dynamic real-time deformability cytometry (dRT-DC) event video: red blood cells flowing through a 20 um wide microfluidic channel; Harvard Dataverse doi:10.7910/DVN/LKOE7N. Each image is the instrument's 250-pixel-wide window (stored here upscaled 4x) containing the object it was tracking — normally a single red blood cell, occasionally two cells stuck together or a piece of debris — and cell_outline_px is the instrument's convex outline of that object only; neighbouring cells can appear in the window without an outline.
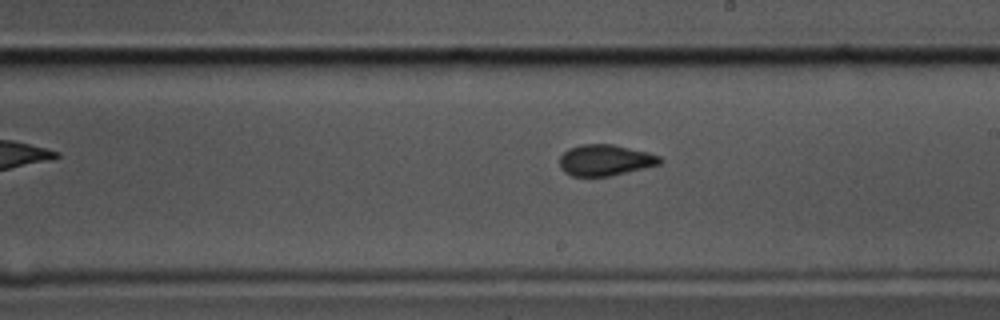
{"species": "common noctule bat (a hibernating species)", "species_latin": "Nyctalus noctula", "temperature_condition": "cold", "stored_images_in_passage": 41, "camera_frame_rate_fps": 3000, "um_per_image_px": 0.085, "animal": {"sex": "male", "body_mass_g": 17.5, "forearm_length_mm": 52.3}, "frame": {"image": 1, "passage_image": 16, "time_ms": 5.0, "image_size_px": [1000, 320], "cell_outline_px": [[664, 160], [660, 164], [612, 176], [572, 176], [564, 172], [560, 168], [560, 156], [568, 148], [580, 144], [612, 144], [648, 152], [660, 156]], "centroid_in_image_um": [51.44, 13.61], "position_along_channel_um": 237.6, "area_um2": 18.32}}
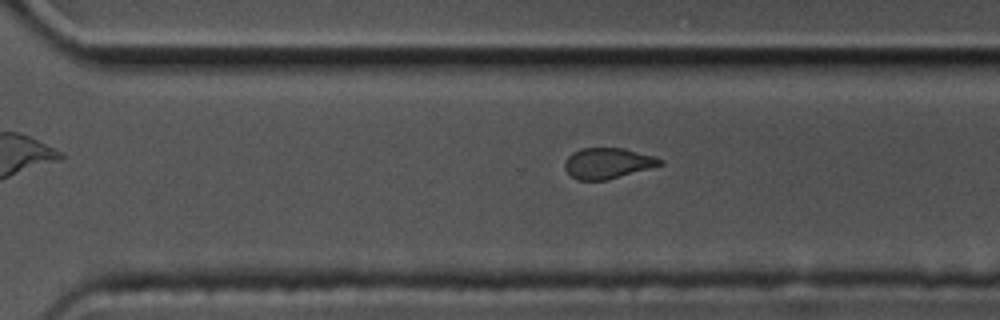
{"frame": {"image": 2, "passage_image": 23, "time_ms": 7.333, "image_size_px": [1000, 320], "cell_outline_px": [[664, 164], [608, 180], [576, 180], [564, 168], [564, 160], [572, 152], [580, 148], [624, 148], [656, 156], [664, 160]], "centroid_in_image_um": [51.66, 13.87], "position_along_channel_um": 318.9, "area_um2": 17.28}}
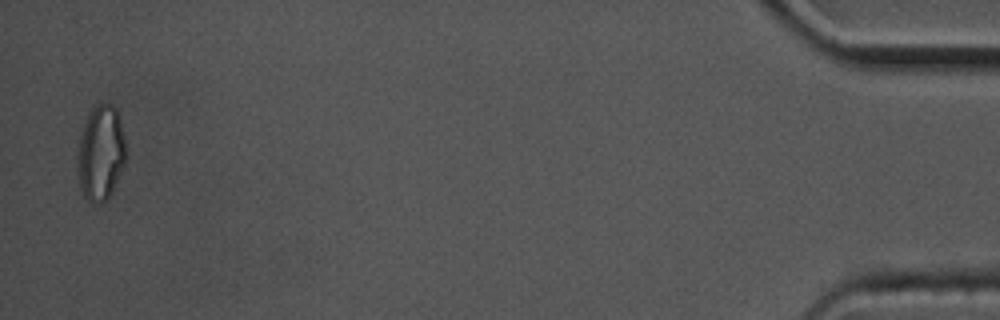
{"frame": {"image": 3, "passage_image": 40, "time_ms": 13.0, "image_size_px": [1000, 320], "cell_outline_px": [[124, 164], [112, 192], [104, 200], [92, 204], [84, 196], [80, 188], [80, 136], [84, 124], [92, 108], [96, 104], [112, 104], [116, 108], [120, 116], [124, 136]], "centroid_in_image_um": [8.6, 12.96], "position_along_channel_um": 426.6, "area_um2": 25.89}, "authors_computed_cell_mechanics": {"area_um2": 18.6694, "velocity_mm_per_s": 3.4927, "shape_relaxation_time_tau1_ms": 6.538, "shape_relaxation_time_tau2_ms": 1.7574, "deformation_change_tau1": 0.0957, "deformation_change_tau2": 0.0504}}